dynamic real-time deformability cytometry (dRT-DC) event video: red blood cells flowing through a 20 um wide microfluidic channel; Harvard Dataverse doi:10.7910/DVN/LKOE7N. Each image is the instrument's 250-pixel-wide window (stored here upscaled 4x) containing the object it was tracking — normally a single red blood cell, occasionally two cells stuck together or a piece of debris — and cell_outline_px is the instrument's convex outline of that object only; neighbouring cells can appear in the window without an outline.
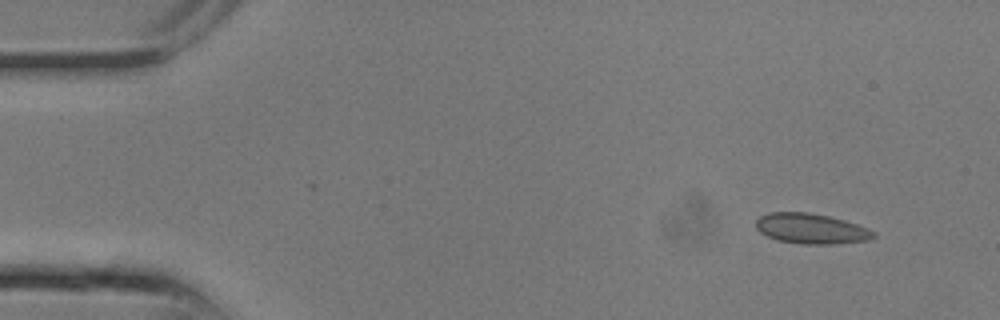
{"species": "common noctule bat (a hibernating species)", "species_latin": "Nyctalus noctula", "temperature_condition": "room temperature", "stored_images_in_passage": 10, "camera_frame_rate_fps": 3000, "um_per_image_px": 0.085, "animal": {"sex": "male", "body_mass_g": 13.3}, "frame": {"image": 1, "passage_image": 1, "time_ms": 0.0, "image_size_px": [1000, 320], "cell_outline_px": [[876, 236], [864, 240], [820, 244], [812, 244], [780, 240], [768, 236], [760, 232], [756, 228], [756, 220], [760, 216], [772, 212], [804, 212], [828, 216], [856, 224], [872, 232]], "centroid_in_image_um": [68.86, 19.41], "position_along_channel_um": 16.1, "area_um2": 19.83}}
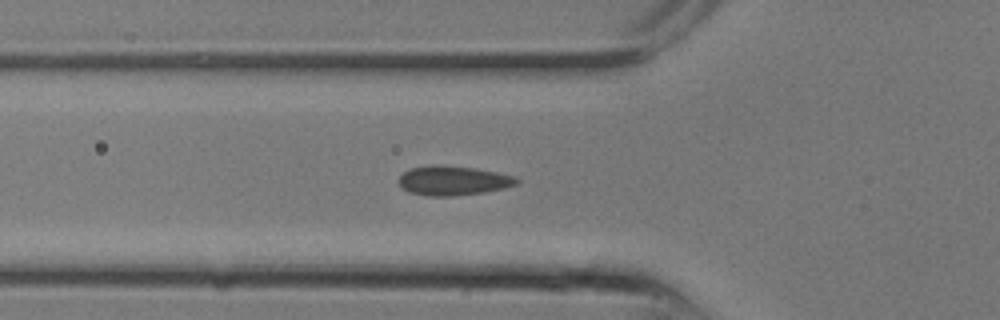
{"frame": {"image": 2, "passage_image": 7, "time_ms": 2.0, "image_size_px": [1000, 320], "cell_outline_px": [[520, 180], [516, 184], [500, 188], [480, 192], [444, 196], [436, 196], [412, 192], [404, 188], [400, 184], [400, 176], [404, 172], [412, 168], [472, 168], [512, 176]], "centroid_in_image_um": [38.53, 15.39], "position_along_channel_um": 87.3, "area_um2": 18.32}}
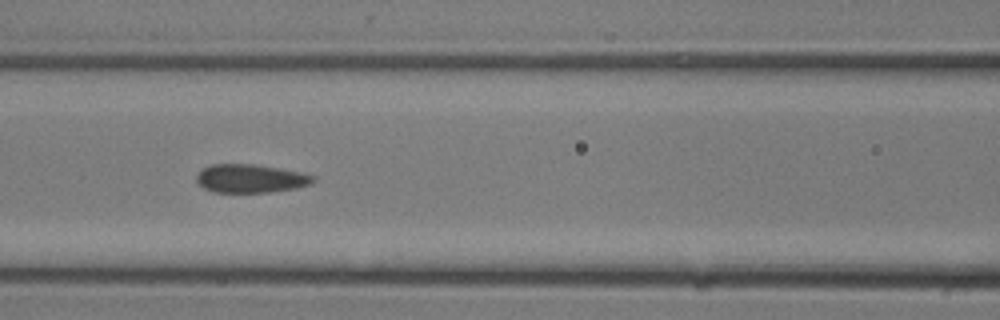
{"frame": {"image": 3, "passage_image": 9, "time_ms": 2.667, "image_size_px": [1000, 320], "cell_outline_px": [[312, 180], [308, 184], [292, 188], [264, 192], [216, 192], [204, 188], [196, 180], [196, 176], [204, 168], [212, 164], [248, 164], [272, 168], [312, 176]], "centroid_in_image_um": [21.14, 15.18], "position_along_channel_um": 145.5, "area_um2": 18.21}}